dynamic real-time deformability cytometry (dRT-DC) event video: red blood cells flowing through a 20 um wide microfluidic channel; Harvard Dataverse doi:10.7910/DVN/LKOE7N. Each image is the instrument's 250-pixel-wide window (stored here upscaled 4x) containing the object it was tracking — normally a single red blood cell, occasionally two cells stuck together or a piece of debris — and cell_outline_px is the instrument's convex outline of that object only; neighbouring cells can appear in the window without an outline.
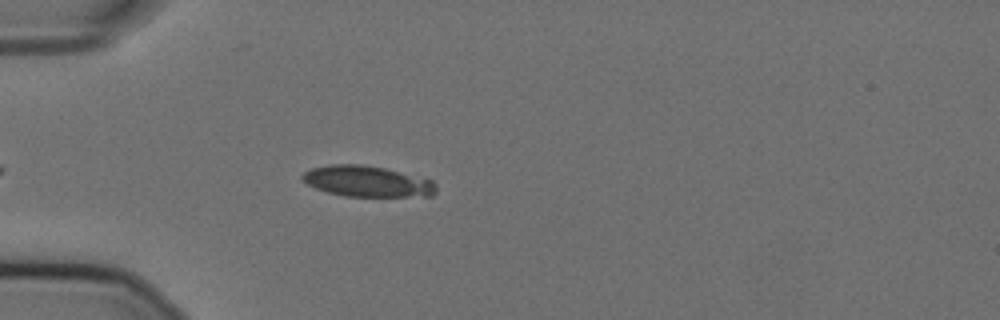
{"species": "Egyptian fruit bat (a non-hibernating species)", "species_latin": "Rousettus aegyptiacus", "temperature_condition": "cold", "stored_images_in_passage": 49, "camera_frame_rate_fps": 3000, "um_per_image_px": 0.085, "animal": {"sex": "female"}, "frame": {"image": 1, "passage_image": 8, "time_ms": 2.333, "image_size_px": [1000, 320], "cell_outline_px": [[436, 192], [432, 196], [344, 196], [328, 192], [316, 188], [300, 180], [300, 176], [304, 172], [312, 168], [328, 164], [360, 164], [384, 168], [432, 180], [436, 184]], "centroid_in_image_um": [31.18, 15.41], "position_along_channel_um": 53.8, "area_um2": 24.04}}